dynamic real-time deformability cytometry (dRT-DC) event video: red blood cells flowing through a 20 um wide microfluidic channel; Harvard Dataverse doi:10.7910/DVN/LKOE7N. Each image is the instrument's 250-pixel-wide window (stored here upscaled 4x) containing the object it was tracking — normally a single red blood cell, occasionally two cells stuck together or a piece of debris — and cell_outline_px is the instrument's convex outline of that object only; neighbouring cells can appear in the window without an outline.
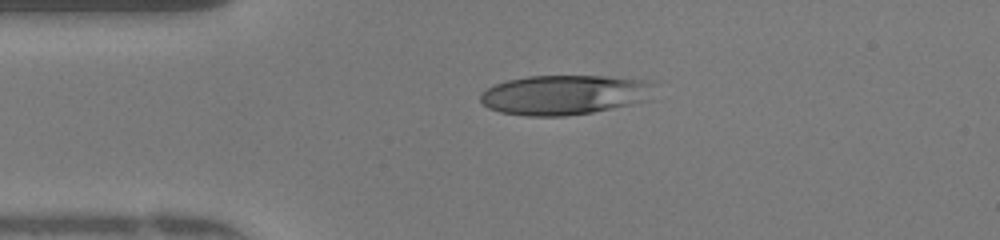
{"species": "human", "species_latin": "Homo sapiens", "temperature_condition": "warm", "stored_images_in_passage": 47, "camera_frame_rate_fps": 3000, "um_per_image_px": 0.085, "donor": {"sex": "female"}, "frame": {"image": 1, "passage_image": 10, "time_ms": 3.0, "image_size_px": [1000, 240], "cell_outline_px": [[644, 84], [640, 100], [628, 104], [592, 112], [564, 116], [528, 116], [500, 112], [488, 108], [480, 100], [480, 96], [488, 88], [496, 84], [508, 80], [528, 76], [604, 76], [644, 80]], "centroid_in_image_um": [47.71, 8.07], "position_along_channel_um": 37.3, "area_um2": 38.49}}
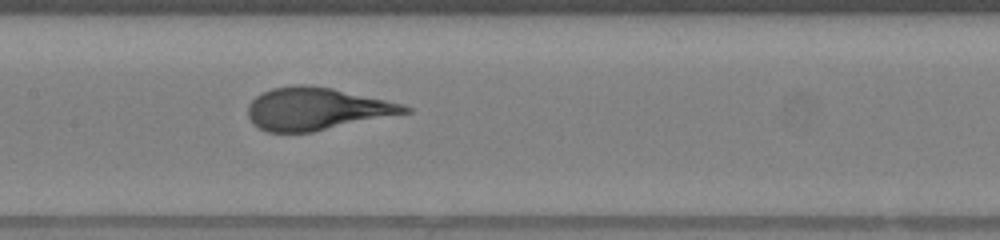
{"frame": {"image": 2, "passage_image": 22, "time_ms": 7.0, "image_size_px": [1000, 240], "cell_outline_px": [[412, 112], [312, 132], [268, 132], [252, 124], [248, 116], [248, 104], [256, 96], [272, 88], [292, 84], [304, 84], [332, 88], [384, 100], [400, 104], [412, 108]], "centroid_in_image_um": [26.87, 9.25], "position_along_channel_um": 180.5, "area_um2": 38.55}}
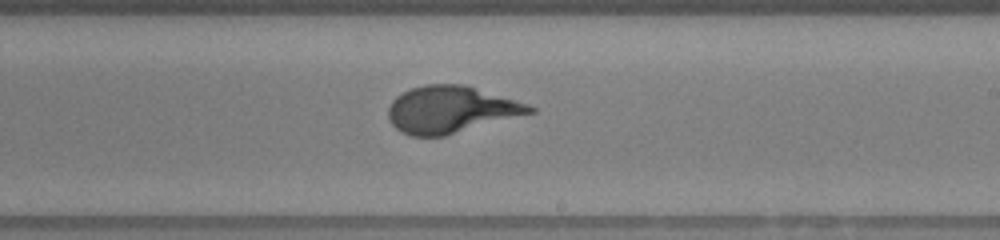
{"frame": {"image": 3, "passage_image": 27, "time_ms": 8.667, "image_size_px": [1000, 240], "cell_outline_px": [[536, 112], [444, 136], [412, 136], [400, 132], [392, 124], [388, 116], [388, 108], [392, 100], [396, 96], [412, 88], [424, 84], [464, 84], [528, 104], [536, 108]], "centroid_in_image_um": [38.31, 9.31], "position_along_channel_um": 250.7, "area_um2": 38.55}}